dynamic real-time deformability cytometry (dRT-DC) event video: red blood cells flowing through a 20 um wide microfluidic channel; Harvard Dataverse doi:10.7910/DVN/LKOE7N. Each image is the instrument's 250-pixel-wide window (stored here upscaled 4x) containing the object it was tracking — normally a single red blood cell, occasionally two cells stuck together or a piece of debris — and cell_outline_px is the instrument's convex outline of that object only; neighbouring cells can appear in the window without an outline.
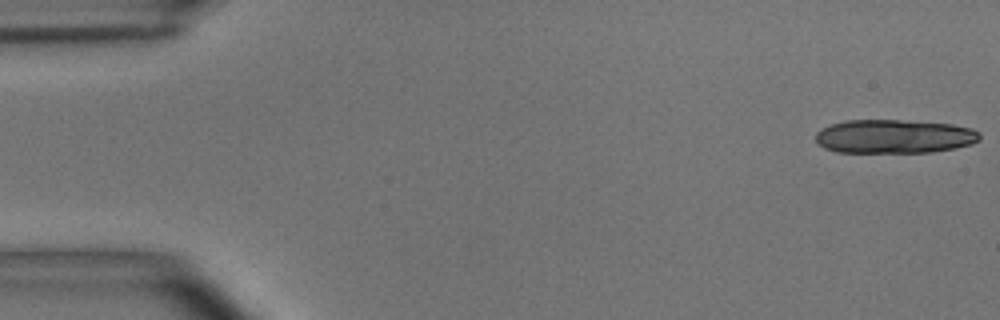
{"species": "common noctule bat (a hibernating species)", "species_latin": "Nyctalus noctula", "temperature_condition": "room temperature", "stored_images_in_passage": 9, "camera_frame_rate_fps": 3000, "um_per_image_px": 0.085, "animal": {"sex": "male", "body_mass_g": 15.6}, "frame": {"image": 1, "passage_image": 1, "time_ms": 0.0, "image_size_px": [1000, 320], "cell_outline_px": [[980, 140], [972, 144], [956, 148], [932, 152], [836, 152], [824, 148], [816, 144], [816, 132], [832, 124], [844, 120], [900, 120], [952, 124], [972, 128], [980, 132]], "centroid_in_image_um": [76.02, 11.6], "position_along_channel_um": 9.0, "area_um2": 32.48}}
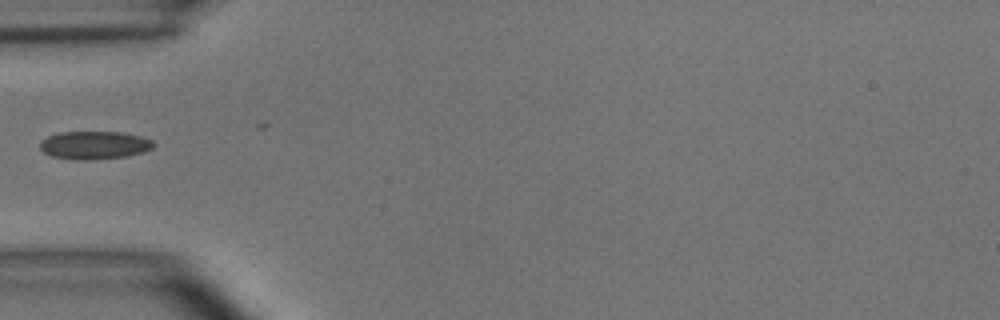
{"frame": {"image": 2, "passage_image": 6, "time_ms": 1.667, "image_size_px": [1000, 320], "cell_outline_px": [[156, 144], [152, 148], [144, 152], [124, 156], [92, 160], [72, 160], [52, 156], [44, 152], [40, 148], [40, 140], [48, 136], [60, 132], [124, 132], [140, 136], [152, 140]], "centroid_in_image_um": [8.02, 12.34], "position_along_channel_um": 77.0, "area_um2": 18.67}}
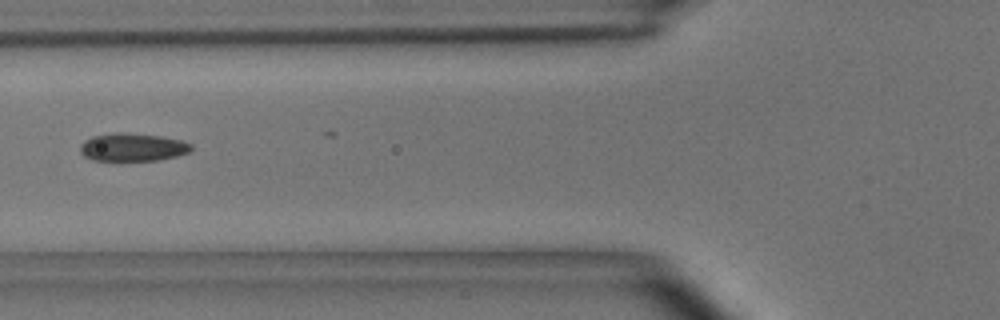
{"frame": {"image": 3, "passage_image": 7, "time_ms": 2.0, "image_size_px": [1000, 320], "cell_outline_px": [[192, 148], [188, 152], [176, 156], [160, 160], [92, 160], [84, 156], [80, 152], [80, 144], [84, 140], [92, 136], [116, 132], [124, 132], [160, 136], [180, 140], [192, 144]], "centroid_in_image_um": [11.24, 12.5], "position_along_channel_um": 114.6, "area_um2": 18.09}}